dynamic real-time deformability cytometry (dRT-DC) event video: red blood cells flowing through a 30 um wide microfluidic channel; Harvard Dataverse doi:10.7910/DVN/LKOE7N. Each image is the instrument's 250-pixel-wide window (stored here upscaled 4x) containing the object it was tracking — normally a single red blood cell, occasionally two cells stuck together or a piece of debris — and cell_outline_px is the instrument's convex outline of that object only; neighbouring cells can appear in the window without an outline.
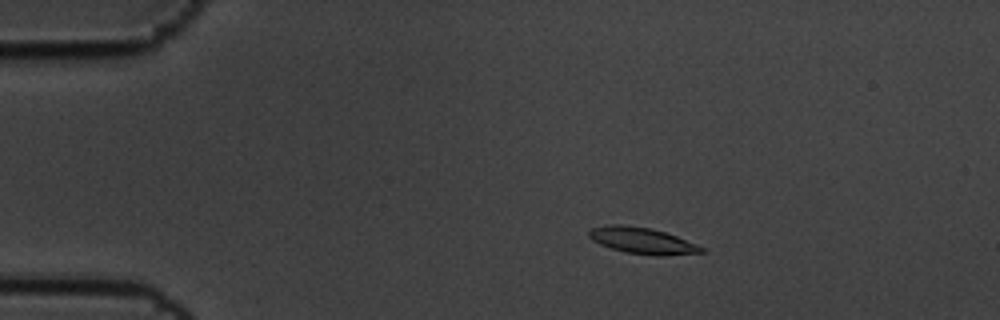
{"species": "common noctule bat (a hibernating species)", "species_latin": "Nyctalus noctula", "temperature_condition": "cold", "stored_images_in_passage": 4, "camera_frame_rate_fps": 3000, "um_per_image_px": 0.085, "animal": {"sex": "male", "body_mass_g": 19.5, "forearm_length_mm": 54.6}, "frame": {"image": 1, "passage_image": 2, "time_ms": 0.333, "image_size_px": [1000, 320], "cell_outline_px": [[704, 252], [660, 256], [624, 252], [600, 244], [592, 240], [588, 236], [588, 232], [592, 228], [612, 224], [620, 224], [652, 228], [676, 236], [696, 244], [704, 248]], "centroid_in_image_um": [54.57, 20.45], "position_along_channel_um": 30.4, "area_um2": 17.05}}